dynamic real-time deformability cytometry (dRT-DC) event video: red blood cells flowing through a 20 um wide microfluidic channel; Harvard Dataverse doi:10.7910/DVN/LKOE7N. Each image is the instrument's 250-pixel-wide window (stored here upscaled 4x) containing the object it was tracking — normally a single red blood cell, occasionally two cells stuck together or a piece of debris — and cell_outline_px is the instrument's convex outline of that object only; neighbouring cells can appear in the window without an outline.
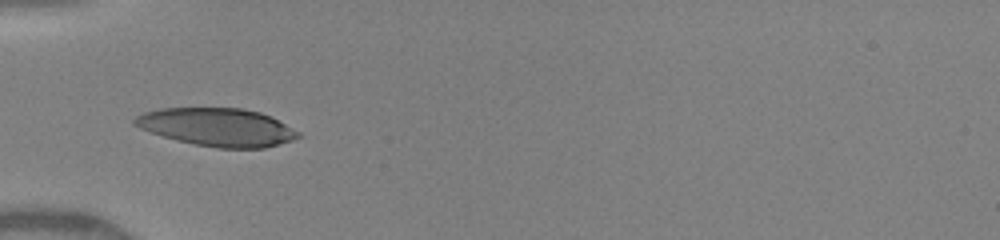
{"species": "human", "species_latin": "Homo sapiens", "temperature_condition": "warm", "stored_images_in_passage": 16, "camera_frame_rate_fps": 3000, "um_per_image_px": 0.085, "donor": {"sex": "female"}, "frame": {"image": 1, "passage_image": 1, "time_ms": 0.0, "image_size_px": [1000, 240], "cell_outline_px": [[300, 136], [292, 140], [264, 148], [216, 148], [176, 140], [140, 128], [132, 124], [132, 120], [136, 116], [144, 112], [160, 108], [244, 108], [260, 112], [300, 132]], "centroid_in_image_um": [18.43, 10.8], "position_along_channel_um": 66.6, "area_um2": 35.95}}
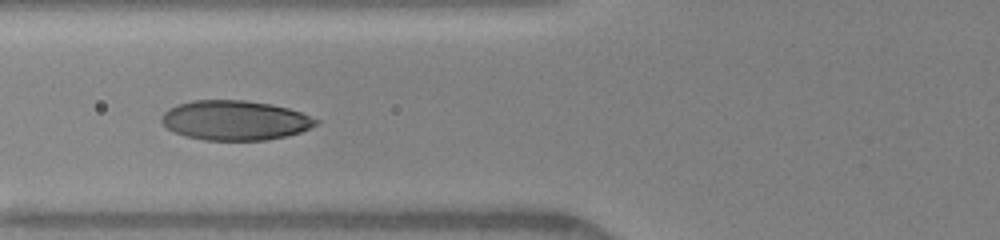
{"frame": {"image": 2, "passage_image": 3, "time_ms": 1.0, "image_size_px": [1000, 240], "cell_outline_px": [[320, 120], [316, 124], [300, 132], [284, 136], [264, 140], [204, 140], [184, 136], [168, 128], [160, 120], [160, 116], [168, 108], [176, 104], [192, 100], [244, 100], [272, 104], [288, 108], [300, 112]], "centroid_in_image_um": [19.93, 10.22], "position_along_channel_um": 105.9, "area_um2": 35.66}}
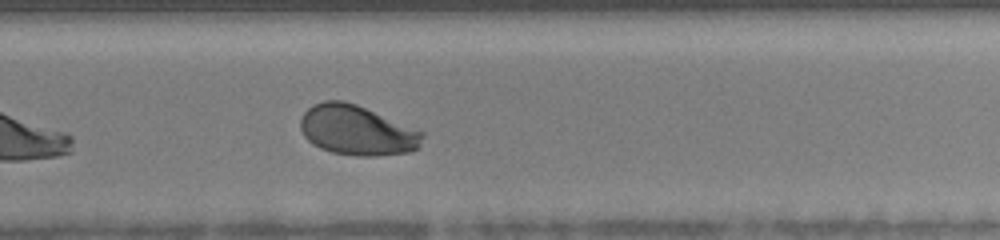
{"frame": {"image": 3, "passage_image": 16, "time_ms": 5.667, "image_size_px": [1000, 240], "cell_outline_px": [[424, 136], [420, 144], [412, 152], [376, 156], [356, 156], [332, 152], [320, 148], [312, 144], [304, 136], [300, 128], [300, 120], [304, 112], [312, 104], [324, 100], [344, 100], [356, 104], [424, 132]], "centroid_in_image_um": [30.32, 11.08], "position_along_channel_um": 299.5, "area_um2": 35.55}}